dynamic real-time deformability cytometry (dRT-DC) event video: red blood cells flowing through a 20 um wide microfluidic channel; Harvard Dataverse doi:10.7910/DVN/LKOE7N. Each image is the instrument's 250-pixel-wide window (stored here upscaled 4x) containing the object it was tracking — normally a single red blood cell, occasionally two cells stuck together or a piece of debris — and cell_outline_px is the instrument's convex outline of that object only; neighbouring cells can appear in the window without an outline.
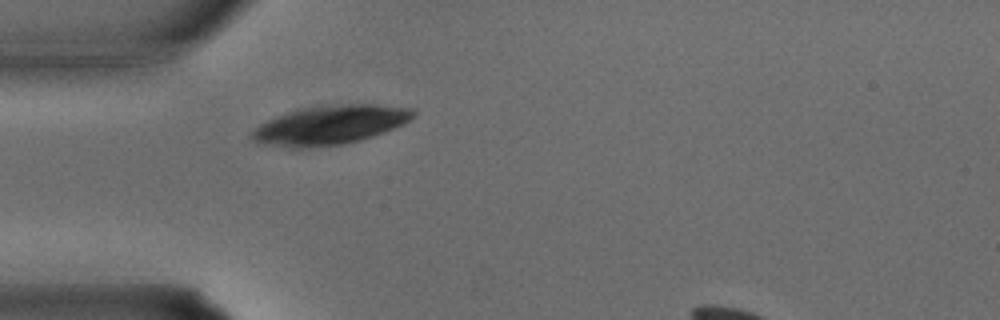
{"species": "common noctule bat (a hibernating species)", "species_latin": "Nyctalus noctula", "temperature_condition": "warm", "stored_images_in_passage": 24, "camera_frame_rate_fps": 3000, "um_per_image_px": 0.085, "animal": {"sex": "male", "body_mass_g": 15.6}, "frame": {"image": 1, "passage_image": 1, "time_ms": 0.0, "image_size_px": [1000, 320], "cell_outline_px": [[416, 112], [408, 120], [384, 132], [360, 140], [344, 144], [308, 148], [292, 148], [256, 140], [252, 136], [252, 132], [260, 124], [276, 116], [300, 108], [328, 104], [376, 104], [416, 108]], "centroid_in_image_um": [28.11, 10.59], "position_along_channel_um": 56.9, "area_um2": 36.24}}
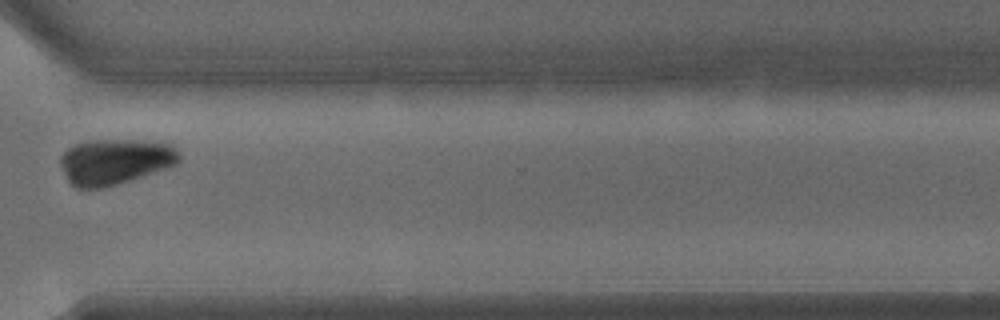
{"frame": {"image": 2, "passage_image": 17, "time_ms": 5.333, "image_size_px": [1000, 320], "cell_outline_px": [[180, 160], [176, 164], [104, 188], [76, 188], [68, 180], [60, 164], [60, 156], [68, 148], [76, 144], [88, 140], [152, 140], [172, 144], [176, 148], [180, 156]], "centroid_in_image_um": [9.77, 13.7], "position_along_channel_um": 360.8, "area_um2": 31.44}}
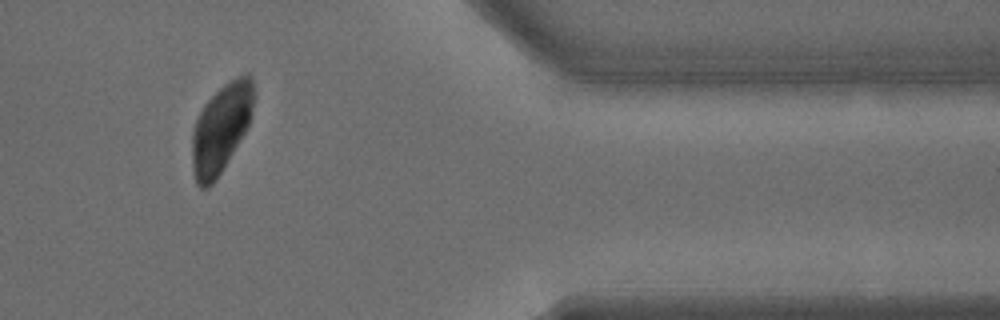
{"frame": {"image": 3, "passage_image": 20, "time_ms": 6.333, "image_size_px": [1000, 320], "cell_outline_px": [[256, 96], [248, 124], [244, 132], [216, 180], [208, 188], [200, 188], [196, 184], [192, 172], [192, 128], [204, 104], [224, 84], [236, 76], [248, 72], [252, 76]], "centroid_in_image_um": [18.78, 10.88], "position_along_channel_um": 392.6, "area_um2": 32.02}}